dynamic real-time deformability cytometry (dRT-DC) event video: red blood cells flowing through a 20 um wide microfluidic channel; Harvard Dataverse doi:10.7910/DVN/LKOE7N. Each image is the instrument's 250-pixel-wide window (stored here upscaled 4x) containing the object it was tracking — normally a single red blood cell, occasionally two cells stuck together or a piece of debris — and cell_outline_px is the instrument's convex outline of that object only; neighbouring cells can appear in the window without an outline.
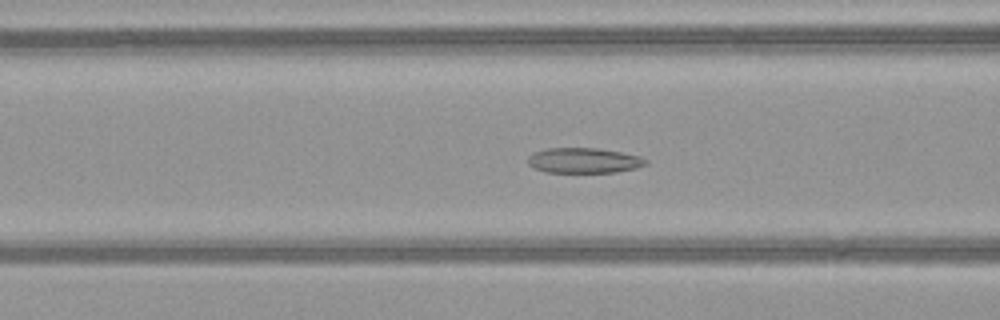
{"species": "common noctule bat (a hibernating species)", "species_latin": "Nyctalus noctula", "temperature_condition": "warm", "stored_images_in_passage": 53, "camera_frame_rate_fps": 3000, "um_per_image_px": 0.085, "animal": {"sex": "female", "body_mass_g": 21.9}, "frame": {"image": 1, "passage_image": 22, "time_ms": 7.0, "image_size_px": [1000, 320], "cell_outline_px": [[648, 164], [636, 168], [616, 172], [544, 172], [528, 164], [528, 156], [544, 148], [596, 148], [620, 152], [640, 156], [648, 160]], "centroid_in_image_um": [49.65, 13.64], "position_along_channel_um": 117.0, "area_um2": 17.28}}
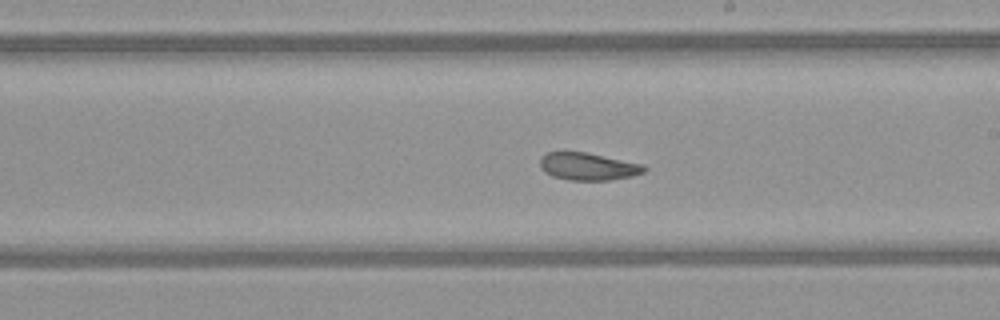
{"frame": {"image": 2, "passage_image": 31, "time_ms": 10.0, "image_size_px": [1000, 320], "cell_outline_px": [[648, 168], [644, 172], [632, 176], [608, 180], [568, 180], [552, 176], [544, 172], [540, 168], [540, 156], [544, 152], [588, 152], [644, 164]], "centroid_in_image_um": [49.97, 14.14], "position_along_channel_um": 239.0, "area_um2": 16.94}}
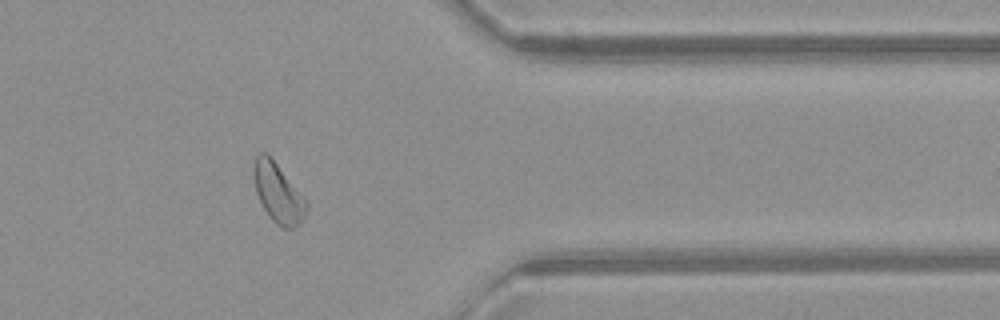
{"frame": {"image": 3, "passage_image": 43, "time_ms": 14.0, "image_size_px": [1000, 320], "cell_outline_px": [[308, 208], [304, 220], [292, 228], [284, 228], [276, 224], [268, 216], [256, 192], [252, 168], [256, 156], [260, 152], [268, 152], [308, 200]], "centroid_in_image_um": [23.66, 16.37], "position_along_channel_um": 387.7, "area_um2": 18.67}, "authors_computed_cell_mechanics": {"area_um2": 19.074, "velocity_mm_per_s": 4.0638, "shape_relaxation_time_tau1_ms": 7.1945, "shape_relaxation_time_tau2_ms": 3.4109, "deformation_change_tau1": 0.1504, "deformation_change_tau2": 0.0903}}